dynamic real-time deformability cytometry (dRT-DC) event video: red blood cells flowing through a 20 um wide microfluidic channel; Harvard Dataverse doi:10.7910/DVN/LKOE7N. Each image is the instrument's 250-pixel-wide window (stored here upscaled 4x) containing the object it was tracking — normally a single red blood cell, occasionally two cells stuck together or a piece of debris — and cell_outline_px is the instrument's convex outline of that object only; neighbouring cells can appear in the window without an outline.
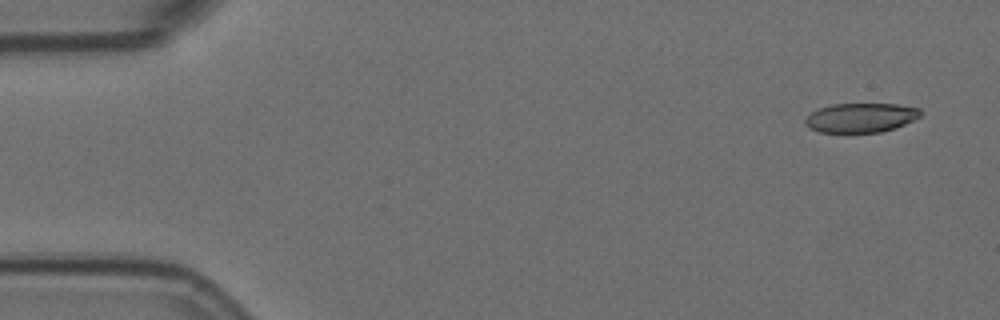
{"species": "Egyptian fruit bat (a non-hibernating species)", "species_latin": "Rousettus aegyptiacus", "temperature_condition": "room temperature", "stored_images_in_passage": 4, "camera_frame_rate_fps": 3000, "um_per_image_px": 0.085, "animal": {"sex": "female"}, "frame": {"image": 1, "passage_image": 1, "time_ms": 0.0, "image_size_px": [1000, 320], "cell_outline_px": [[920, 116], [896, 128], [880, 132], [820, 132], [808, 128], [804, 124], [804, 120], [812, 112], [820, 108], [832, 104], [896, 104], [920, 108]], "centroid_in_image_um": [73.14, 10.0], "position_along_channel_um": 11.9, "area_um2": 19.59}}
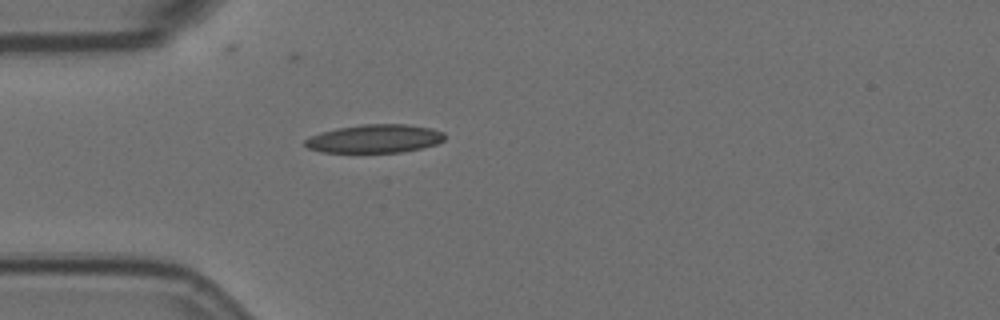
{"frame": {"image": 2, "passage_image": 4, "time_ms": 1.0, "image_size_px": [1000, 320], "cell_outline_px": [[444, 140], [436, 144], [424, 148], [400, 152], [320, 152], [308, 148], [304, 144], [304, 140], [308, 136], [320, 132], [336, 128], [364, 124], [404, 124], [432, 128], [444, 132]], "centroid_in_image_um": [31.83, 11.78], "position_along_channel_um": 53.2, "area_um2": 23.24}}